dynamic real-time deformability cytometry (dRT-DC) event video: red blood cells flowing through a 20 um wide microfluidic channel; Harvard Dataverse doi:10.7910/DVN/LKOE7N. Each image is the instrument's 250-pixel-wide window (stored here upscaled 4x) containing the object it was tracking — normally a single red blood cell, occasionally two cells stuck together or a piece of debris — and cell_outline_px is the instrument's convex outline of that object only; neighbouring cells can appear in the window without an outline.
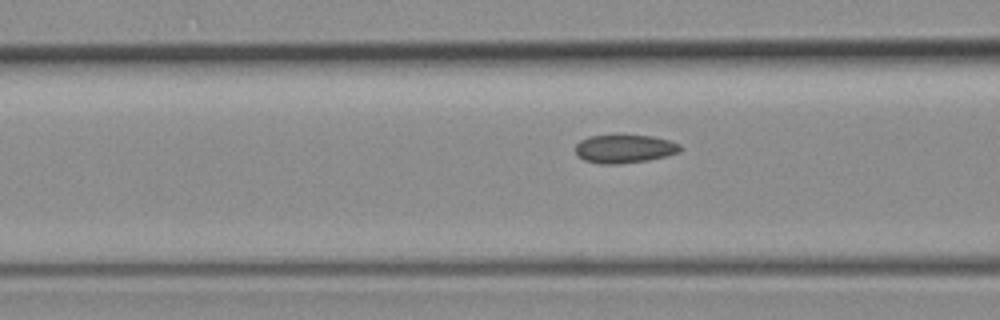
{"species": "common noctule bat (a hibernating species)", "species_latin": "Nyctalus noctula", "temperature_condition": "room temperature", "stored_images_in_passage": 27, "camera_frame_rate_fps": 3000, "um_per_image_px": 0.085, "animal": {"sex": "female", "body_mass_g": 19.3, "forearm_length_mm": 54.1}, "frame": {"image": 1, "passage_image": 5, "time_ms": 1.333, "image_size_px": [1000, 320], "cell_outline_px": [[680, 152], [648, 160], [620, 164], [600, 164], [584, 160], [576, 152], [576, 144], [580, 140], [588, 136], [652, 136], [668, 140], [680, 144]], "centroid_in_image_um": [53.07, 12.66], "position_along_channel_um": 113.5, "area_um2": 17.05}}
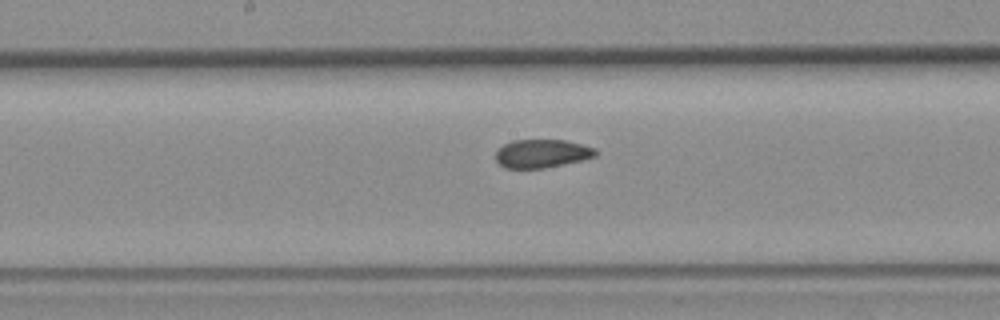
{"frame": {"image": 2, "passage_image": 12, "time_ms": 3.667, "image_size_px": [1000, 320], "cell_outline_px": [[596, 156], [564, 164], [544, 168], [504, 168], [496, 160], [496, 152], [504, 144], [512, 140], [564, 140], [596, 148]], "centroid_in_image_um": [46.04, 13.05], "position_along_channel_um": 202.2, "area_um2": 16.36}}
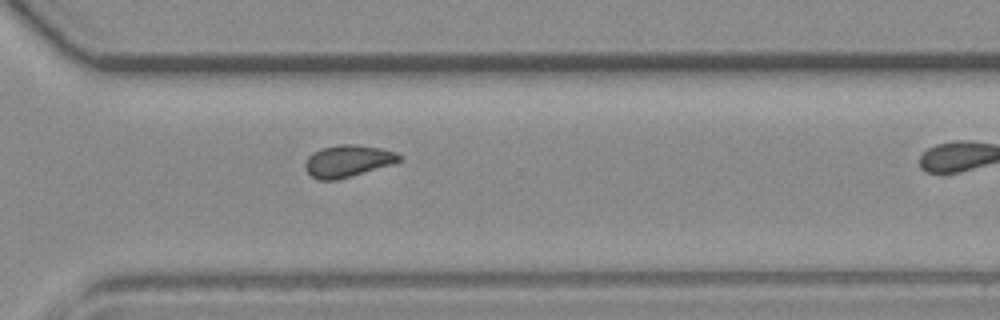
{"frame": {"image": 3, "passage_image": 23, "time_ms": 7.333, "image_size_px": [1000, 320], "cell_outline_px": [[404, 160], [392, 164], [336, 180], [316, 180], [304, 168], [304, 164], [308, 156], [312, 152], [320, 148], [340, 144], [352, 144], [380, 148], [396, 152], [404, 156]], "centroid_in_image_um": [29.56, 13.68], "position_along_channel_um": 341.0, "area_um2": 17.63}}